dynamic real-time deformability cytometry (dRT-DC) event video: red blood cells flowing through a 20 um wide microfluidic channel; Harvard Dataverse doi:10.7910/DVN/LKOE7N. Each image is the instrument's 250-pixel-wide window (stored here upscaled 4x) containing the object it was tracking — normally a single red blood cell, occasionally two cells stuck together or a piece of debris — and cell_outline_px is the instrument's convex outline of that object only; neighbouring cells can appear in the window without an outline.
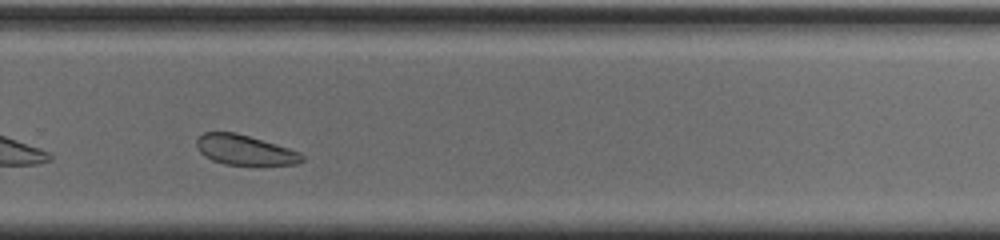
{"species": "common noctule bat (a hibernating species)", "species_latin": "Nyctalus noctula", "temperature_condition": "cold", "stored_images_in_passage": 30, "camera_frame_rate_fps": 3000, "um_per_image_px": 0.085, "animal": {"sex": "male", "body_mass_g": 20.0, "forearm_length_mm": 53.3}, "frame": {"image": 1, "passage_image": 26, "time_ms": 8.333, "image_size_px": [1000, 240], "cell_outline_px": [[304, 160], [296, 164], [224, 164], [212, 160], [204, 156], [196, 148], [196, 140], [204, 132], [236, 132], [276, 144], [300, 152], [304, 156]], "centroid_in_image_um": [20.78, 12.73], "position_along_channel_um": 309.0, "area_um2": 18.26}, "authors_computed_cell_mechanics": {"area_um2": 19.3919, "velocity_mm_per_s": 3.6207, "shape_relaxation_time_tau1_ms": 6.5545, "shape_relaxation_time_tau2_ms": null, "deformation_change_tau1": 0.1251, "deformation_change_tau2": null}}